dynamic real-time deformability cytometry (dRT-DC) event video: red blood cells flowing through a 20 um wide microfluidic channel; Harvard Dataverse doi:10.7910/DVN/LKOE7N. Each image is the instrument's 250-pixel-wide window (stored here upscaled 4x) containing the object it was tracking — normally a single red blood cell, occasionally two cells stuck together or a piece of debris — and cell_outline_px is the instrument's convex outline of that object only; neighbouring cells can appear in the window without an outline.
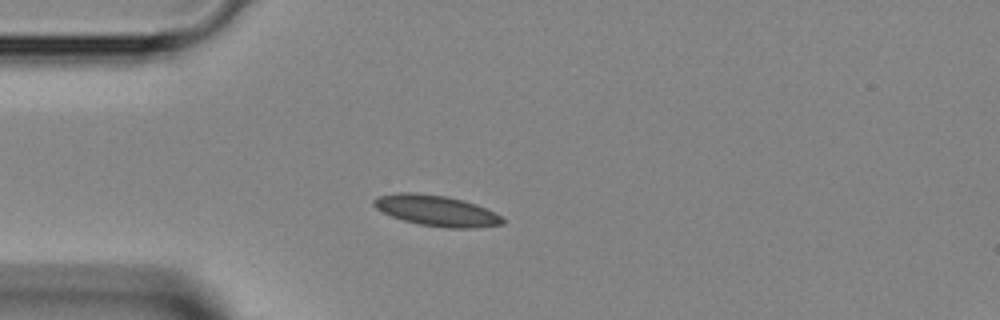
{"species": "Egyptian fruit bat (a non-hibernating species)", "species_latin": "Rousettus aegyptiacus", "temperature_condition": "room temperature", "stored_images_in_passage": 35, "camera_frame_rate_fps": 3000, "um_per_image_px": 0.085, "animal": {"sex": "female"}, "frame": {"image": 1, "passage_image": 1, "time_ms": 0.0, "image_size_px": [1000, 320], "cell_outline_px": [[504, 224], [476, 228], [448, 228], [420, 224], [404, 220], [392, 216], [376, 208], [372, 204], [372, 200], [376, 196], [396, 192], [416, 192], [448, 196], [464, 200], [476, 204], [500, 216], [504, 220]], "centroid_in_image_um": [37.06, 17.89], "position_along_channel_um": 47.9, "area_um2": 23.12}}
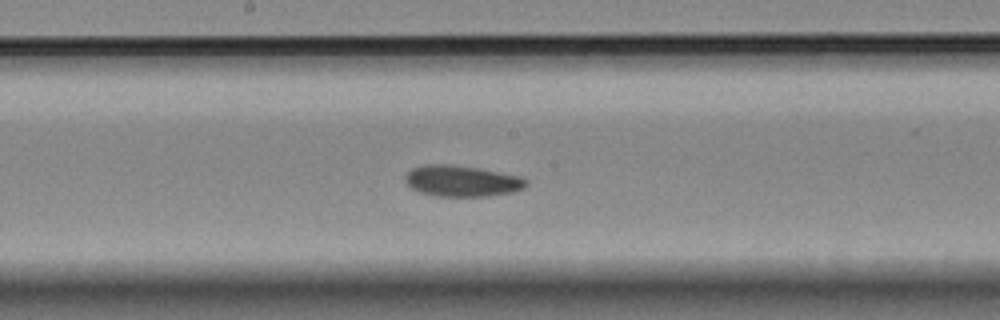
{"frame": {"image": 2, "passage_image": 13, "time_ms": 4.0, "image_size_px": [1000, 320], "cell_outline_px": [[528, 184], [524, 188], [512, 192], [488, 196], [432, 196], [420, 192], [412, 188], [404, 180], [404, 176], [412, 168], [424, 164], [448, 164], [476, 168], [520, 176], [528, 180]], "centroid_in_image_um": [39.24, 15.39], "position_along_channel_um": 209.0, "area_um2": 21.91}}
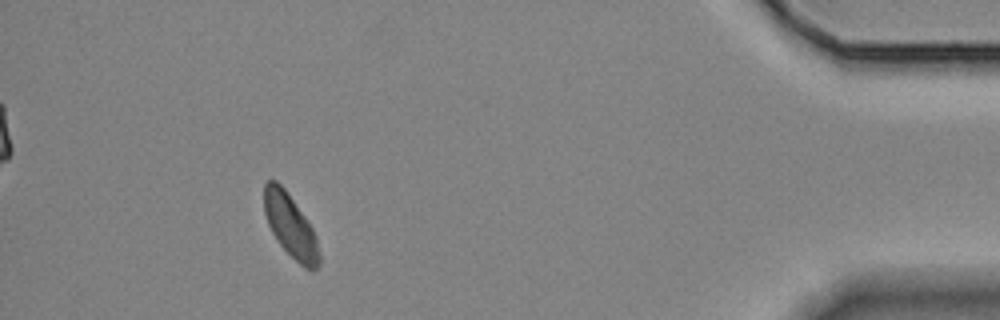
{"frame": {"image": 3, "passage_image": 31, "time_ms": 10.0, "image_size_px": [1000, 320], "cell_outline_px": [[320, 264], [316, 268], [304, 268], [276, 240], [268, 224], [264, 212], [264, 184], [268, 180], [276, 180], [284, 188], [304, 216], [312, 228], [316, 236], [320, 252]], "centroid_in_image_um": [24.68, 19.19], "position_along_channel_um": 410.5, "area_um2": 19.94}}